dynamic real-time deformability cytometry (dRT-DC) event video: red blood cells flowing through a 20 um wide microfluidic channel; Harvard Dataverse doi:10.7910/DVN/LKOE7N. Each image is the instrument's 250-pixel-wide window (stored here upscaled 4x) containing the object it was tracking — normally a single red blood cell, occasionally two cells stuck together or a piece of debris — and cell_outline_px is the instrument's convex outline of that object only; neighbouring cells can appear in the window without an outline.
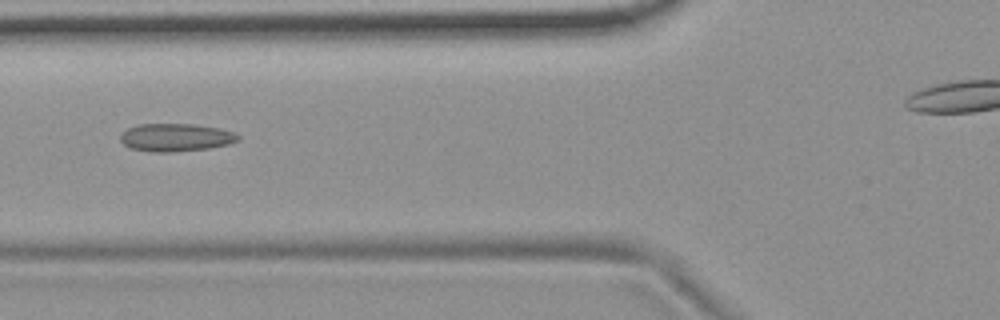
{"species": "common noctule bat (a hibernating species)", "species_latin": "Nyctalus noctula", "temperature_condition": "room temperature", "stored_images_in_passage": 8, "camera_frame_rate_fps": 3000, "um_per_image_px": 0.085, "animal": {"sex": "female", "body_mass_g": 19.9}, "frame": {"image": 1, "passage_image": 4, "time_ms": 1.0, "image_size_px": [1000, 320], "cell_outline_px": [[240, 140], [228, 144], [208, 148], [172, 152], [148, 152], [132, 148], [124, 144], [120, 140], [120, 136], [128, 128], [140, 124], [192, 124], [216, 128], [232, 132], [240, 136]], "centroid_in_image_um": [14.92, 11.69], "position_along_channel_um": 110.9, "area_um2": 18.9}}
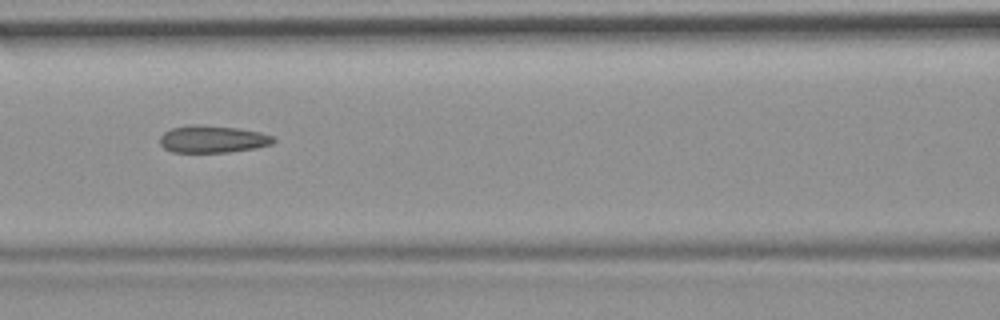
{"frame": {"image": 2, "passage_image": 5, "time_ms": 1.333, "image_size_px": [1000, 320], "cell_outline_px": [[276, 140], [272, 144], [256, 148], [228, 152], [172, 152], [164, 148], [160, 144], [160, 136], [164, 132], [172, 128], [188, 124], [200, 124], [236, 128], [260, 132], [272, 136]], "centroid_in_image_um": [18.05, 11.82], "position_along_channel_um": 148.5, "area_um2": 18.09}}
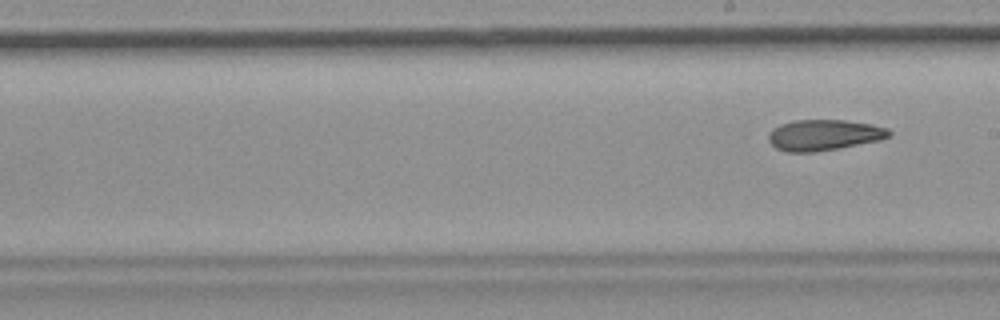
{"frame": {"image": 3, "passage_image": 8, "time_ms": 2.333, "image_size_px": [1000, 320], "cell_outline_px": [[892, 132], [888, 136], [880, 140], [840, 148], [816, 152], [788, 152], [776, 148], [768, 140], [768, 136], [772, 128], [780, 124], [792, 120], [844, 120], [868, 124], [888, 128]], "centroid_in_image_um": [70.0, 11.48], "position_along_channel_um": 219.0, "area_um2": 21.68}}